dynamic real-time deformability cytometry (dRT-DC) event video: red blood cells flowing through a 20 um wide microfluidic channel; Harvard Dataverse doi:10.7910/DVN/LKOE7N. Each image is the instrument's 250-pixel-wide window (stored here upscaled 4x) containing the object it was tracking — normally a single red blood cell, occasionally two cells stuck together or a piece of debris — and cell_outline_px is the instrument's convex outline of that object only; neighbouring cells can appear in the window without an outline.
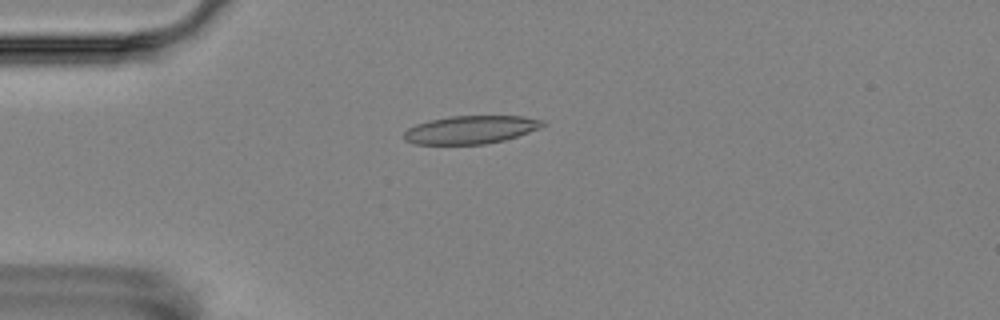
{"species": "Egyptian fruit bat (a non-hibernating species)", "species_latin": "Rousettus aegyptiacus", "temperature_condition": "room temperature", "stored_images_in_passage": 6, "camera_frame_rate_fps": 3000, "um_per_image_px": 0.085, "animal": {"sex": "female"}, "frame": {"image": 1, "passage_image": 1, "time_ms": 0.0, "image_size_px": [1000, 320], "cell_outline_px": [[548, 124], [540, 128], [504, 140], [484, 144], [416, 144], [404, 140], [404, 132], [408, 128], [416, 124], [428, 120], [448, 116], [524, 116], [544, 120]], "centroid_in_image_um": [40.02, 11.01], "position_along_channel_um": 45.0, "area_um2": 22.77}}
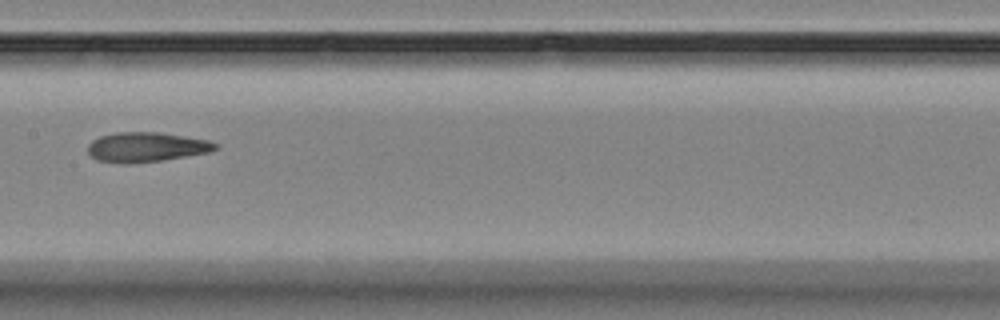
{"frame": {"image": 2, "passage_image": 5, "time_ms": 4.667, "image_size_px": [1000, 320], "cell_outline_px": [[220, 148], [208, 152], [160, 160], [132, 164], [124, 164], [96, 160], [88, 152], [88, 144], [92, 140], [100, 136], [116, 132], [160, 132], [208, 140], [216, 144]], "centroid_in_image_um": [12.4, 12.5], "position_along_channel_um": 195.0, "area_um2": 22.02}}
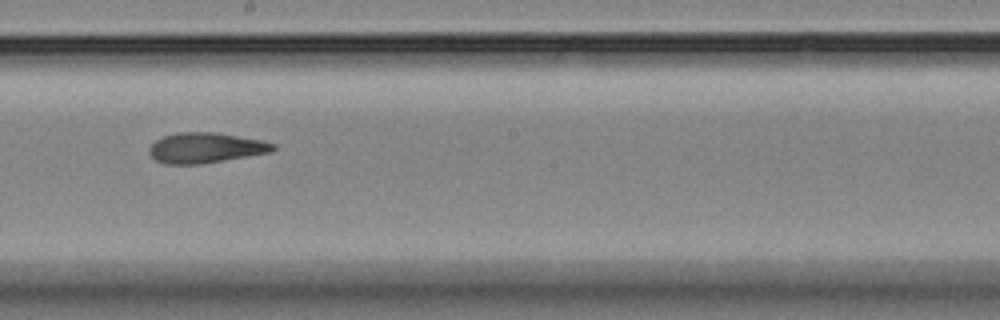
{"frame": {"image": 3, "passage_image": 6, "time_ms": 5.667, "image_size_px": [1000, 320], "cell_outline_px": [[276, 148], [272, 152], [200, 164], [164, 164], [156, 160], [148, 152], [148, 148], [156, 140], [164, 136], [176, 132], [212, 132], [264, 140], [276, 144]], "centroid_in_image_um": [17.48, 12.56], "position_along_channel_um": 230.7, "area_um2": 21.91}}